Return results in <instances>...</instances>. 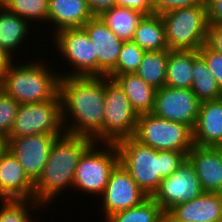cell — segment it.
<instances>
[{
  "instance_id": "7a4b0ae2",
  "label": "cell",
  "mask_w": 222,
  "mask_h": 222,
  "mask_svg": "<svg viewBox=\"0 0 222 222\" xmlns=\"http://www.w3.org/2000/svg\"><path fill=\"white\" fill-rule=\"evenodd\" d=\"M93 143L94 140L87 136L66 133L59 136L51 147L41 175L34 182V200L48 207L66 188H73L80 158Z\"/></svg>"
},
{
  "instance_id": "277c9868",
  "label": "cell",
  "mask_w": 222,
  "mask_h": 222,
  "mask_svg": "<svg viewBox=\"0 0 222 222\" xmlns=\"http://www.w3.org/2000/svg\"><path fill=\"white\" fill-rule=\"evenodd\" d=\"M25 63L19 65L15 60L11 63L4 73L0 89L19 104L55 99L59 95L61 78L58 71L41 59Z\"/></svg>"
},
{
  "instance_id": "4dcf8cb0",
  "label": "cell",
  "mask_w": 222,
  "mask_h": 222,
  "mask_svg": "<svg viewBox=\"0 0 222 222\" xmlns=\"http://www.w3.org/2000/svg\"><path fill=\"white\" fill-rule=\"evenodd\" d=\"M145 52L144 49L139 48L133 41L124 42L116 62V67L108 76L135 73Z\"/></svg>"
},
{
  "instance_id": "6da1fadb",
  "label": "cell",
  "mask_w": 222,
  "mask_h": 222,
  "mask_svg": "<svg viewBox=\"0 0 222 222\" xmlns=\"http://www.w3.org/2000/svg\"><path fill=\"white\" fill-rule=\"evenodd\" d=\"M59 95L65 133L103 143L105 76L61 77Z\"/></svg>"
},
{
  "instance_id": "8fae6325",
  "label": "cell",
  "mask_w": 222,
  "mask_h": 222,
  "mask_svg": "<svg viewBox=\"0 0 222 222\" xmlns=\"http://www.w3.org/2000/svg\"><path fill=\"white\" fill-rule=\"evenodd\" d=\"M203 192L194 166L186 158L177 170L162 179L158 189L151 197L166 213L175 205L191 201Z\"/></svg>"
},
{
  "instance_id": "f546056e",
  "label": "cell",
  "mask_w": 222,
  "mask_h": 222,
  "mask_svg": "<svg viewBox=\"0 0 222 222\" xmlns=\"http://www.w3.org/2000/svg\"><path fill=\"white\" fill-rule=\"evenodd\" d=\"M37 208L44 207L34 199H0V222H36L29 211Z\"/></svg>"
},
{
  "instance_id": "1f68e13d",
  "label": "cell",
  "mask_w": 222,
  "mask_h": 222,
  "mask_svg": "<svg viewBox=\"0 0 222 222\" xmlns=\"http://www.w3.org/2000/svg\"><path fill=\"white\" fill-rule=\"evenodd\" d=\"M20 104L0 89V133L9 137Z\"/></svg>"
},
{
  "instance_id": "9a60e30c",
  "label": "cell",
  "mask_w": 222,
  "mask_h": 222,
  "mask_svg": "<svg viewBox=\"0 0 222 222\" xmlns=\"http://www.w3.org/2000/svg\"><path fill=\"white\" fill-rule=\"evenodd\" d=\"M82 28L94 46V55L97 57V76H108L116 67L124 42L110 30L99 16L91 18Z\"/></svg>"
},
{
  "instance_id": "ffe728a7",
  "label": "cell",
  "mask_w": 222,
  "mask_h": 222,
  "mask_svg": "<svg viewBox=\"0 0 222 222\" xmlns=\"http://www.w3.org/2000/svg\"><path fill=\"white\" fill-rule=\"evenodd\" d=\"M168 213L182 222H222L217 193L203 192L191 201L177 204Z\"/></svg>"
},
{
  "instance_id": "60d3db41",
  "label": "cell",
  "mask_w": 222,
  "mask_h": 222,
  "mask_svg": "<svg viewBox=\"0 0 222 222\" xmlns=\"http://www.w3.org/2000/svg\"><path fill=\"white\" fill-rule=\"evenodd\" d=\"M162 222H182L175 220L168 212L164 213Z\"/></svg>"
},
{
  "instance_id": "e575fe53",
  "label": "cell",
  "mask_w": 222,
  "mask_h": 222,
  "mask_svg": "<svg viewBox=\"0 0 222 222\" xmlns=\"http://www.w3.org/2000/svg\"><path fill=\"white\" fill-rule=\"evenodd\" d=\"M205 45L222 54V24L209 23Z\"/></svg>"
},
{
  "instance_id": "b9f144b4",
  "label": "cell",
  "mask_w": 222,
  "mask_h": 222,
  "mask_svg": "<svg viewBox=\"0 0 222 222\" xmlns=\"http://www.w3.org/2000/svg\"><path fill=\"white\" fill-rule=\"evenodd\" d=\"M214 149L217 151L221 161H222V142H218L217 144H215Z\"/></svg>"
},
{
  "instance_id": "9c48e42d",
  "label": "cell",
  "mask_w": 222,
  "mask_h": 222,
  "mask_svg": "<svg viewBox=\"0 0 222 222\" xmlns=\"http://www.w3.org/2000/svg\"><path fill=\"white\" fill-rule=\"evenodd\" d=\"M55 50L61 60H66L70 72L60 73V77L97 76V57L94 46L83 28H67L52 36ZM72 69V70H71Z\"/></svg>"
},
{
  "instance_id": "d6a6232c",
  "label": "cell",
  "mask_w": 222,
  "mask_h": 222,
  "mask_svg": "<svg viewBox=\"0 0 222 222\" xmlns=\"http://www.w3.org/2000/svg\"><path fill=\"white\" fill-rule=\"evenodd\" d=\"M198 53L206 62L208 69L222 90V54L213 51L205 44L198 50Z\"/></svg>"
},
{
  "instance_id": "ee69618b",
  "label": "cell",
  "mask_w": 222,
  "mask_h": 222,
  "mask_svg": "<svg viewBox=\"0 0 222 222\" xmlns=\"http://www.w3.org/2000/svg\"><path fill=\"white\" fill-rule=\"evenodd\" d=\"M203 1H204V4L207 5L212 0H203Z\"/></svg>"
},
{
  "instance_id": "8d00e7d4",
  "label": "cell",
  "mask_w": 222,
  "mask_h": 222,
  "mask_svg": "<svg viewBox=\"0 0 222 222\" xmlns=\"http://www.w3.org/2000/svg\"><path fill=\"white\" fill-rule=\"evenodd\" d=\"M208 23L222 24V0H212L207 4Z\"/></svg>"
},
{
  "instance_id": "ab89813d",
  "label": "cell",
  "mask_w": 222,
  "mask_h": 222,
  "mask_svg": "<svg viewBox=\"0 0 222 222\" xmlns=\"http://www.w3.org/2000/svg\"><path fill=\"white\" fill-rule=\"evenodd\" d=\"M9 151V139L4 134L0 133V158Z\"/></svg>"
},
{
  "instance_id": "52a82bcc",
  "label": "cell",
  "mask_w": 222,
  "mask_h": 222,
  "mask_svg": "<svg viewBox=\"0 0 222 222\" xmlns=\"http://www.w3.org/2000/svg\"><path fill=\"white\" fill-rule=\"evenodd\" d=\"M133 137L158 151L188 154L194 146L193 129L190 126L157 117L153 113L139 115Z\"/></svg>"
},
{
  "instance_id": "d4e9b609",
  "label": "cell",
  "mask_w": 222,
  "mask_h": 222,
  "mask_svg": "<svg viewBox=\"0 0 222 222\" xmlns=\"http://www.w3.org/2000/svg\"><path fill=\"white\" fill-rule=\"evenodd\" d=\"M144 16L138 10L115 6L99 17L121 41L127 42L132 41L136 27Z\"/></svg>"
},
{
  "instance_id": "f1b7e54d",
  "label": "cell",
  "mask_w": 222,
  "mask_h": 222,
  "mask_svg": "<svg viewBox=\"0 0 222 222\" xmlns=\"http://www.w3.org/2000/svg\"><path fill=\"white\" fill-rule=\"evenodd\" d=\"M48 2L49 0H0V4L9 12L33 24L34 21L40 24L47 22Z\"/></svg>"
},
{
  "instance_id": "603a6c76",
  "label": "cell",
  "mask_w": 222,
  "mask_h": 222,
  "mask_svg": "<svg viewBox=\"0 0 222 222\" xmlns=\"http://www.w3.org/2000/svg\"><path fill=\"white\" fill-rule=\"evenodd\" d=\"M132 41L145 51L168 49L165 25L161 15H145L136 27Z\"/></svg>"
},
{
  "instance_id": "5b68a950",
  "label": "cell",
  "mask_w": 222,
  "mask_h": 222,
  "mask_svg": "<svg viewBox=\"0 0 222 222\" xmlns=\"http://www.w3.org/2000/svg\"><path fill=\"white\" fill-rule=\"evenodd\" d=\"M161 17L169 50L198 51L205 44L209 24L207 5L176 9Z\"/></svg>"
},
{
  "instance_id": "cb8c5ba5",
  "label": "cell",
  "mask_w": 222,
  "mask_h": 222,
  "mask_svg": "<svg viewBox=\"0 0 222 222\" xmlns=\"http://www.w3.org/2000/svg\"><path fill=\"white\" fill-rule=\"evenodd\" d=\"M198 56V51L170 50L165 86L190 89L193 73L192 64Z\"/></svg>"
},
{
  "instance_id": "7402d4cb",
  "label": "cell",
  "mask_w": 222,
  "mask_h": 222,
  "mask_svg": "<svg viewBox=\"0 0 222 222\" xmlns=\"http://www.w3.org/2000/svg\"><path fill=\"white\" fill-rule=\"evenodd\" d=\"M114 79L125 92L135 111L140 114L152 113L156 89L135 73L107 76Z\"/></svg>"
},
{
  "instance_id": "484cf974",
  "label": "cell",
  "mask_w": 222,
  "mask_h": 222,
  "mask_svg": "<svg viewBox=\"0 0 222 222\" xmlns=\"http://www.w3.org/2000/svg\"><path fill=\"white\" fill-rule=\"evenodd\" d=\"M169 49L162 51H146L135 74L156 90L166 83V68Z\"/></svg>"
},
{
  "instance_id": "d6986e66",
  "label": "cell",
  "mask_w": 222,
  "mask_h": 222,
  "mask_svg": "<svg viewBox=\"0 0 222 222\" xmlns=\"http://www.w3.org/2000/svg\"><path fill=\"white\" fill-rule=\"evenodd\" d=\"M86 0H49L47 24L54 27V34L67 28H82L93 18Z\"/></svg>"
},
{
  "instance_id": "ba28073f",
  "label": "cell",
  "mask_w": 222,
  "mask_h": 222,
  "mask_svg": "<svg viewBox=\"0 0 222 222\" xmlns=\"http://www.w3.org/2000/svg\"><path fill=\"white\" fill-rule=\"evenodd\" d=\"M138 118L139 114L120 85L105 76L103 143H116L121 139L133 137Z\"/></svg>"
},
{
  "instance_id": "44dd1931",
  "label": "cell",
  "mask_w": 222,
  "mask_h": 222,
  "mask_svg": "<svg viewBox=\"0 0 222 222\" xmlns=\"http://www.w3.org/2000/svg\"><path fill=\"white\" fill-rule=\"evenodd\" d=\"M31 24L23 18L9 12L0 4V48L15 59L22 44L26 45L28 35L31 32ZM18 48V49H17Z\"/></svg>"
},
{
  "instance_id": "e0dca14e",
  "label": "cell",
  "mask_w": 222,
  "mask_h": 222,
  "mask_svg": "<svg viewBox=\"0 0 222 222\" xmlns=\"http://www.w3.org/2000/svg\"><path fill=\"white\" fill-rule=\"evenodd\" d=\"M187 158L193 164L204 192L222 190V161L214 147L194 144Z\"/></svg>"
},
{
  "instance_id": "4316f807",
  "label": "cell",
  "mask_w": 222,
  "mask_h": 222,
  "mask_svg": "<svg viewBox=\"0 0 222 222\" xmlns=\"http://www.w3.org/2000/svg\"><path fill=\"white\" fill-rule=\"evenodd\" d=\"M191 91L200 102L222 98V90L199 55L192 64Z\"/></svg>"
},
{
  "instance_id": "5bb4252c",
  "label": "cell",
  "mask_w": 222,
  "mask_h": 222,
  "mask_svg": "<svg viewBox=\"0 0 222 222\" xmlns=\"http://www.w3.org/2000/svg\"><path fill=\"white\" fill-rule=\"evenodd\" d=\"M64 134H36L8 137L9 152L18 160L28 177L35 182L41 175L55 140Z\"/></svg>"
},
{
  "instance_id": "836d02e7",
  "label": "cell",
  "mask_w": 222,
  "mask_h": 222,
  "mask_svg": "<svg viewBox=\"0 0 222 222\" xmlns=\"http://www.w3.org/2000/svg\"><path fill=\"white\" fill-rule=\"evenodd\" d=\"M205 5L203 0H150L153 14L162 15L176 9Z\"/></svg>"
},
{
  "instance_id": "3957f363",
  "label": "cell",
  "mask_w": 222,
  "mask_h": 222,
  "mask_svg": "<svg viewBox=\"0 0 222 222\" xmlns=\"http://www.w3.org/2000/svg\"><path fill=\"white\" fill-rule=\"evenodd\" d=\"M115 144L119 163L148 197L158 189L162 179L170 176L187 158L186 153L158 151L134 137L121 139Z\"/></svg>"
},
{
  "instance_id": "30bf717a",
  "label": "cell",
  "mask_w": 222,
  "mask_h": 222,
  "mask_svg": "<svg viewBox=\"0 0 222 222\" xmlns=\"http://www.w3.org/2000/svg\"><path fill=\"white\" fill-rule=\"evenodd\" d=\"M65 134L61 97L45 102L20 104L9 137Z\"/></svg>"
},
{
  "instance_id": "74e56055",
  "label": "cell",
  "mask_w": 222,
  "mask_h": 222,
  "mask_svg": "<svg viewBox=\"0 0 222 222\" xmlns=\"http://www.w3.org/2000/svg\"><path fill=\"white\" fill-rule=\"evenodd\" d=\"M94 16H100L104 11L116 6L115 0H86Z\"/></svg>"
},
{
  "instance_id": "7c38bea8",
  "label": "cell",
  "mask_w": 222,
  "mask_h": 222,
  "mask_svg": "<svg viewBox=\"0 0 222 222\" xmlns=\"http://www.w3.org/2000/svg\"><path fill=\"white\" fill-rule=\"evenodd\" d=\"M101 198L103 218L141 204L148 196L132 179L129 172L118 163L112 170Z\"/></svg>"
},
{
  "instance_id": "8992f818",
  "label": "cell",
  "mask_w": 222,
  "mask_h": 222,
  "mask_svg": "<svg viewBox=\"0 0 222 222\" xmlns=\"http://www.w3.org/2000/svg\"><path fill=\"white\" fill-rule=\"evenodd\" d=\"M118 163L119 152L115 143L94 142L80 158L74 175L73 190H79L83 194L86 192L88 197L89 194L95 195V198L101 196Z\"/></svg>"
},
{
  "instance_id": "ac0fdd59",
  "label": "cell",
  "mask_w": 222,
  "mask_h": 222,
  "mask_svg": "<svg viewBox=\"0 0 222 222\" xmlns=\"http://www.w3.org/2000/svg\"><path fill=\"white\" fill-rule=\"evenodd\" d=\"M193 142L211 147L222 142V98L200 102Z\"/></svg>"
},
{
  "instance_id": "83f0119b",
  "label": "cell",
  "mask_w": 222,
  "mask_h": 222,
  "mask_svg": "<svg viewBox=\"0 0 222 222\" xmlns=\"http://www.w3.org/2000/svg\"><path fill=\"white\" fill-rule=\"evenodd\" d=\"M164 211L152 197H148L138 206L116 212L104 222H162Z\"/></svg>"
},
{
  "instance_id": "d590c367",
  "label": "cell",
  "mask_w": 222,
  "mask_h": 222,
  "mask_svg": "<svg viewBox=\"0 0 222 222\" xmlns=\"http://www.w3.org/2000/svg\"><path fill=\"white\" fill-rule=\"evenodd\" d=\"M116 6H123L138 10L145 15H152L153 9L150 6V0H115Z\"/></svg>"
},
{
  "instance_id": "7bdbcfd3",
  "label": "cell",
  "mask_w": 222,
  "mask_h": 222,
  "mask_svg": "<svg viewBox=\"0 0 222 222\" xmlns=\"http://www.w3.org/2000/svg\"><path fill=\"white\" fill-rule=\"evenodd\" d=\"M217 196H218V200H219V205H220V210H221V214H222V190L216 192Z\"/></svg>"
},
{
  "instance_id": "2e32d148",
  "label": "cell",
  "mask_w": 222,
  "mask_h": 222,
  "mask_svg": "<svg viewBox=\"0 0 222 222\" xmlns=\"http://www.w3.org/2000/svg\"><path fill=\"white\" fill-rule=\"evenodd\" d=\"M0 199H34V182L9 151L0 158Z\"/></svg>"
},
{
  "instance_id": "f35d334b",
  "label": "cell",
  "mask_w": 222,
  "mask_h": 222,
  "mask_svg": "<svg viewBox=\"0 0 222 222\" xmlns=\"http://www.w3.org/2000/svg\"><path fill=\"white\" fill-rule=\"evenodd\" d=\"M13 61L14 59L0 48V83L3 80L4 73Z\"/></svg>"
},
{
  "instance_id": "4fadbf2b",
  "label": "cell",
  "mask_w": 222,
  "mask_h": 222,
  "mask_svg": "<svg viewBox=\"0 0 222 222\" xmlns=\"http://www.w3.org/2000/svg\"><path fill=\"white\" fill-rule=\"evenodd\" d=\"M200 101L191 89L164 86L156 90L152 113L160 118L195 126Z\"/></svg>"
}]
</instances>
